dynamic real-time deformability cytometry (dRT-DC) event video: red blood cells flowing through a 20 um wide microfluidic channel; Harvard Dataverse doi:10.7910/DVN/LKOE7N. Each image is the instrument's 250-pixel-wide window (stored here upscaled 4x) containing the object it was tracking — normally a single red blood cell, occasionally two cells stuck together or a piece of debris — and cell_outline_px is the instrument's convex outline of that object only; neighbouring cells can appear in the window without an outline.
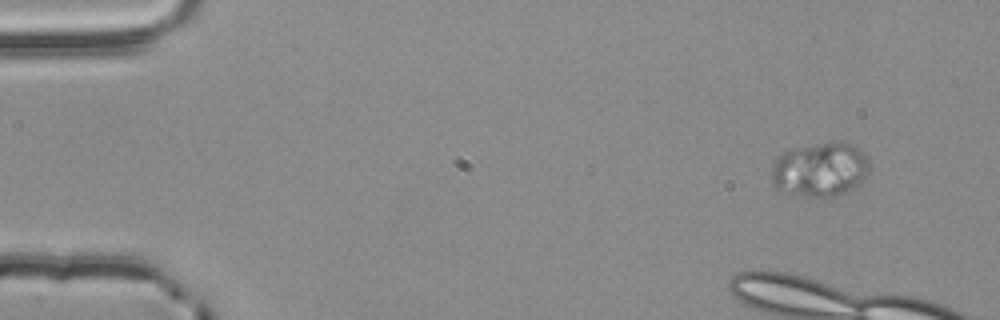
{"species": "common noctule bat (a hibernating species)", "species_latin": "Nyctalus noctula", "temperature_condition": "room temperature", "stored_images_in_passage": 4, "camera_frame_rate_fps": 3000, "um_per_image_px": 0.085, "animal": {"sex": "male", "body_mass_g": 20.4}, "frame": {"image": 1, "passage_image": 1, "time_ms": 0.0, "image_size_px": [1000, 320], "cell_outline_px": [[868, 172], [860, 184], [844, 192], [832, 196], [808, 196], [784, 192], [772, 188], [772, 168], [776, 156], [780, 152], [792, 148], [820, 144], [848, 144], [864, 152], [868, 156]], "centroid_in_image_um": [69.65, 14.43], "position_along_channel_um": 15.4, "area_um2": 30.58}}